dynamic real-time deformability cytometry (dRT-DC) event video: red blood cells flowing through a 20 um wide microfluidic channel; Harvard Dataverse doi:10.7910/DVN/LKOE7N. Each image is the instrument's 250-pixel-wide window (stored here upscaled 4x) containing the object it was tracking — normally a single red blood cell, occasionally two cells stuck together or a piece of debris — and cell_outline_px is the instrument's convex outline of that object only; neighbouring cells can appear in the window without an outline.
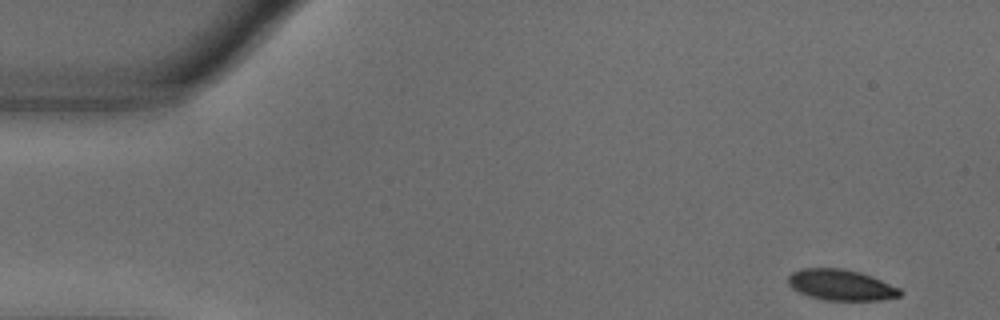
{"species": "common noctule bat (a hibernating species)", "species_latin": "Nyctalus noctula", "temperature_condition": "warm", "stored_images_in_passage": 52, "camera_frame_rate_fps": 3000, "um_per_image_px": 0.085, "animal": {"sex": "male", "body_mass_g": 18.8}, "frame": {"image": 1, "passage_image": 1, "time_ms": 0.0, "image_size_px": [1000, 320], "cell_outline_px": [[904, 292], [900, 296], [880, 300], [824, 300], [808, 296], [792, 288], [788, 284], [788, 276], [792, 272], [800, 268], [840, 268], [860, 272], [872, 276], [900, 288]], "centroid_in_image_um": [71.48, 24.22], "position_along_channel_um": 13.5, "area_um2": 20.23}}
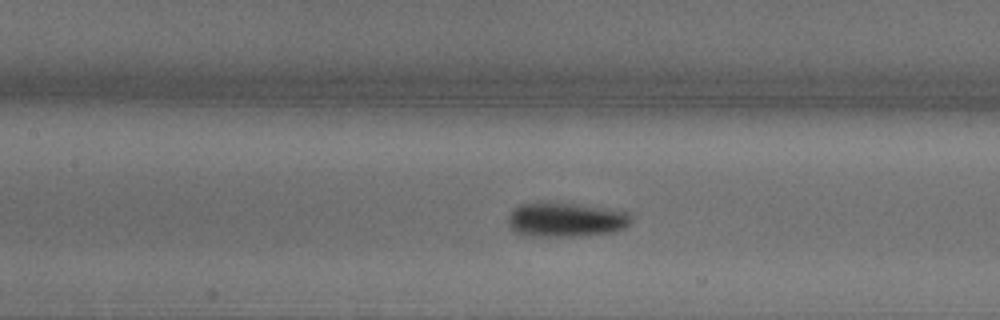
{"frame": {"image": 2, "passage_image": 22, "time_ms": 7.0, "image_size_px": [1000, 320], "cell_outline_px": [[632, 220], [624, 228], [616, 232], [580, 236], [528, 236], [516, 232], [508, 224], [508, 216], [520, 204], [576, 204], [620, 208], [632, 212]], "centroid_in_image_um": [48.24, 18.68], "position_along_channel_um": 159.2, "area_um2": 24.8}}
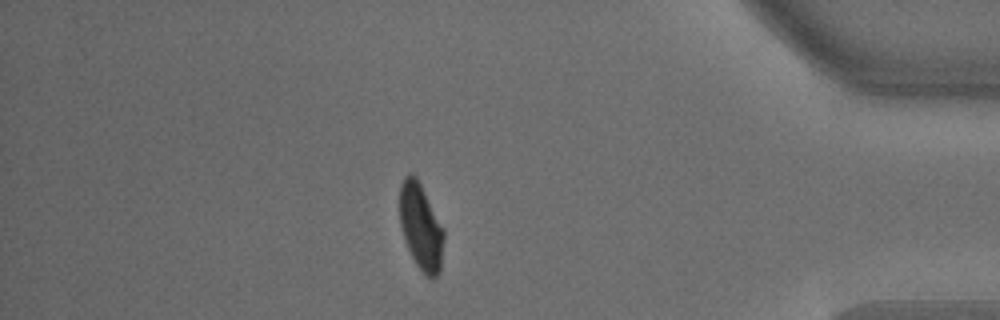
{"frame": {"image": 3, "passage_image": 45, "time_ms": 14.667, "image_size_px": [1000, 320], "cell_outline_px": [[444, 240], [440, 272], [432, 280], [428, 280], [424, 276], [416, 264], [408, 248], [400, 224], [400, 184], [404, 176], [408, 172], [412, 172], [416, 176], [444, 228]], "centroid_in_image_um": [35.79, 19.3], "position_along_channel_um": 399.4, "area_um2": 22.43}, "authors_computed_cell_mechanics": {"area_um2": 23.0333, "velocity_mm_per_s": 3.6344, "shape_relaxation_time_tau1_ms": 4.2046, "shape_relaxation_time_tau2_ms": null, "deformation_change_tau1": 0.1746, "deformation_change_tau2": null}}